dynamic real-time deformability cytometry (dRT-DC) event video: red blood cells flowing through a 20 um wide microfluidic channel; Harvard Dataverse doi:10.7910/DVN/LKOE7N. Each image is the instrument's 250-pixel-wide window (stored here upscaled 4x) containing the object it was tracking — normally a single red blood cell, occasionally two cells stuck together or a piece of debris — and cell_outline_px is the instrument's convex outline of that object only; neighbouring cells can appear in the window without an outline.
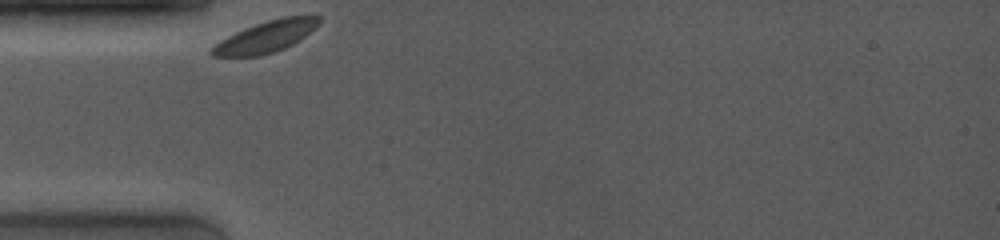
{"species": "common noctule bat (a hibernating species)", "species_latin": "Nyctalus noctula", "temperature_condition": "room temperature", "stored_images_in_passage": 30, "camera_frame_rate_fps": 4000, "um_per_image_px": 0.085, "animal": {"sex": "female", "body_mass_g": 19.0, "forearm_length_mm": 53.3}, "frame": {"image": 1, "passage_image": 1, "time_ms": 0.0, "image_size_px": [1000, 240], "cell_outline_px": [[320, 24], [304, 36], [292, 44], [284, 48], [260, 56], [212, 56], [208, 52], [208, 48], [220, 40], [244, 28], [280, 16], [320, 16]], "centroid_in_image_um": [22.55, 3.12], "position_along_channel_um": 62.4, "area_um2": 19.54}}
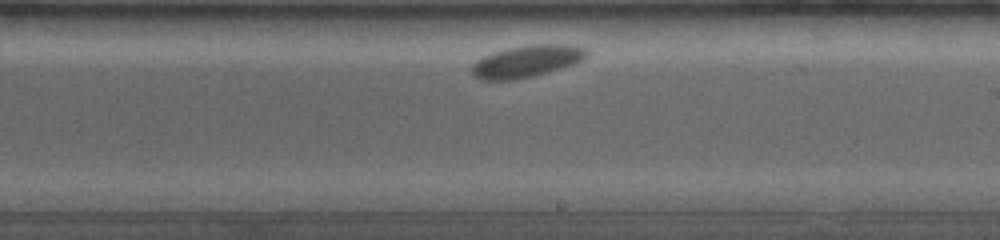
{"frame": {"image": 2, "passage_image": 17, "time_ms": 5.5, "image_size_px": [1000, 240], "cell_outline_px": [[588, 56], [572, 64], [560, 68], [532, 76], [516, 80], [480, 80], [472, 76], [472, 64], [476, 60], [492, 52], [508, 48], [532, 44], [568, 44], [584, 48], [588, 52]], "centroid_in_image_um": [44.72, 5.21], "position_along_channel_um": 244.3, "area_um2": 21.33}}
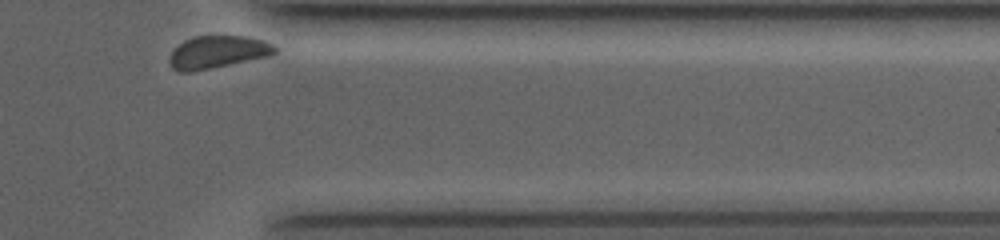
{"frame": {"image": 3, "passage_image": 30, "time_ms": 9.75, "image_size_px": [1000, 240], "cell_outline_px": [[276, 52], [268, 56], [192, 72], [180, 72], [172, 68], [168, 60], [172, 52], [184, 40], [196, 36], [248, 36], [264, 40], [272, 44], [276, 48]], "centroid_in_image_um": [18.48, 4.42], "position_along_channel_um": 392.9, "area_um2": 19.83}, "authors_computed_cell_mechanics": {"area_um2": 20.4034, "velocity_mm_per_s": 3.4142, "shape_relaxation_time_tau1_ms": 0.9913, "shape_relaxation_time_tau2_ms": null, "deformation_change_tau1": 0.0275, "deformation_change_tau2": null}}